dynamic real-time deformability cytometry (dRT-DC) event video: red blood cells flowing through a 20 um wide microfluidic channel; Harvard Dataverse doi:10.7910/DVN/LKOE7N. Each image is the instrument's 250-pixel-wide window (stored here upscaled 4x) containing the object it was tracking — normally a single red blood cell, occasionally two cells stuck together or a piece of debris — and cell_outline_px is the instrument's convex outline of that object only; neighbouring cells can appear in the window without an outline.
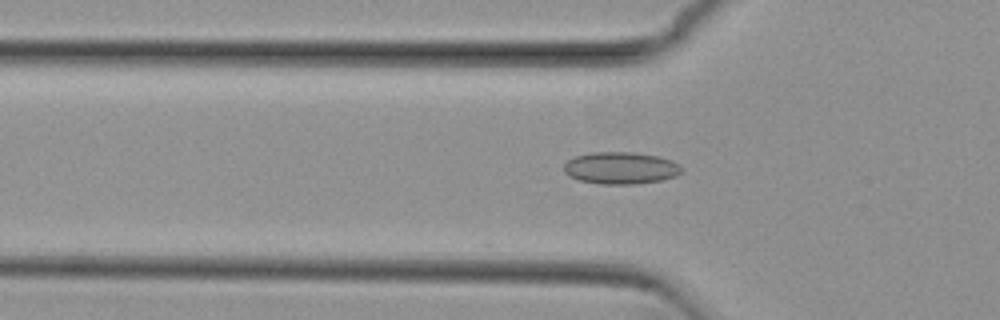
{"species": "common noctule bat (a hibernating species)", "species_latin": "Nyctalus noctula", "temperature_condition": "cold", "stored_images_in_passage": 49, "camera_frame_rate_fps": 3000, "um_per_image_px": 0.085, "animal": {"sex": "female", "body_mass_g": 29.2, "forearm_length_mm": 56.3}, "frame": {"image": 1, "passage_image": 13, "time_ms": 4.0, "image_size_px": [1000, 320], "cell_outline_px": [[680, 172], [676, 176], [660, 180], [632, 184], [600, 184], [580, 180], [568, 176], [564, 172], [564, 164], [568, 160], [576, 156], [592, 152], [632, 152], [656, 156], [672, 160], [680, 168]], "centroid_in_image_um": [52.71, 14.28], "position_along_channel_um": 73.1, "area_um2": 21.73}}
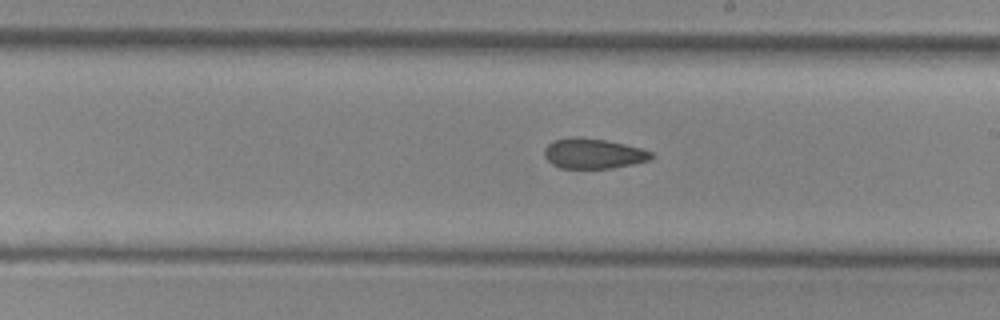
{"frame": {"image": 2, "passage_image": 26, "time_ms": 8.333, "image_size_px": [1000, 320], "cell_outline_px": [[656, 156], [648, 160], [632, 164], [612, 168], [560, 168], [552, 164], [544, 156], [544, 148], [548, 144], [556, 140], [572, 136], [580, 136], [604, 140], [624, 144], [640, 148], [652, 152]], "centroid_in_image_um": [50.42, 13.05], "position_along_channel_um": 238.6, "area_um2": 18.79}}
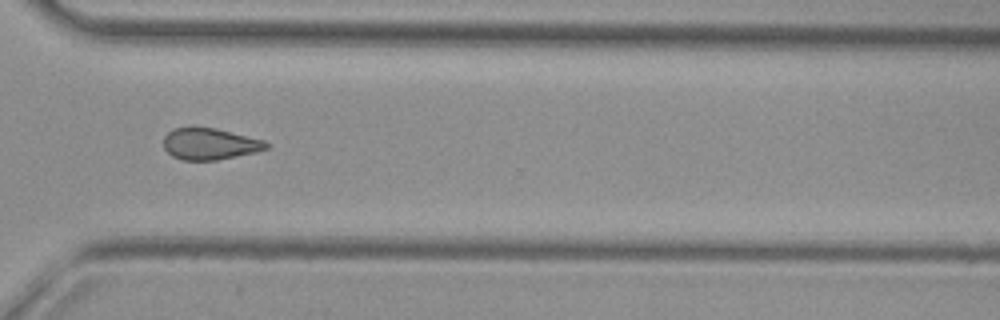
{"frame": {"image": 3, "passage_image": 35, "time_ms": 11.333, "image_size_px": [1000, 320], "cell_outline_px": [[268, 148], [256, 152], [216, 160], [180, 160], [172, 156], [164, 148], [164, 136], [172, 128], [216, 128], [264, 140], [268, 144]], "centroid_in_image_um": [17.82, 12.24], "position_along_channel_um": 352.8, "area_um2": 18.73}, "authors_computed_cell_mechanics": {"area_um2": 19.652, "velocity_mm_per_s": 3.8049, "shape_relaxation_time_tau1_ms": null, "shape_relaxation_time_tau2_ms": 4.8381, "deformation_change_tau1": null, "deformation_change_tau2": 0.1103}}